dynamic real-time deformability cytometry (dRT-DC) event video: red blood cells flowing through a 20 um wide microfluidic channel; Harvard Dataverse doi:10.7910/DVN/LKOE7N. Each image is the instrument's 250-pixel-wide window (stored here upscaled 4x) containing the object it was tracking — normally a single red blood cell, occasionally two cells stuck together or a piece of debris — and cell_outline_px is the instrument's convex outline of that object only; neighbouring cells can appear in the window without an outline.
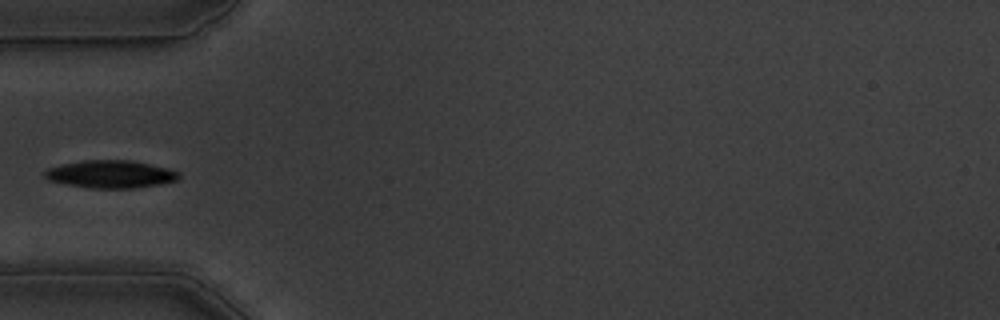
{"species": "common noctule bat (a hibernating species)", "species_latin": "Nyctalus noctula", "temperature_condition": "warm", "stored_images_in_passage": 39, "camera_frame_rate_fps": 3000, "um_per_image_px": 0.085, "animal": {"sex": "male", "body_mass_g": 19.5, "forearm_length_mm": 54.6}, "frame": {"image": 1, "passage_image": 1, "time_ms": 0.0, "image_size_px": [1000, 320], "cell_outline_px": [[180, 176], [176, 180], [160, 184], [136, 188], [92, 188], [68, 184], [48, 180], [44, 176], [44, 172], [48, 168], [64, 164], [84, 160], [132, 160], [168, 168], [180, 172]], "centroid_in_image_um": [9.43, 14.8], "position_along_channel_um": 75.6, "area_um2": 21.5}}
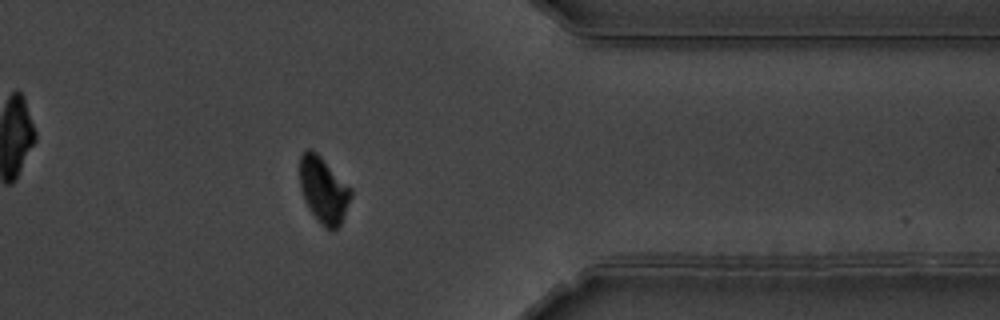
{"frame": {"image": 2, "passage_image": 28, "time_ms": 9.0, "image_size_px": [1000, 320], "cell_outline_px": [[352, 196], [340, 224], [332, 232], [324, 228], [320, 224], [308, 208], [304, 200], [300, 188], [300, 156], [308, 148], [316, 152], [352, 188]], "centroid_in_image_um": [27.5, 16.18], "position_along_channel_um": 383.9, "area_um2": 19.77}}
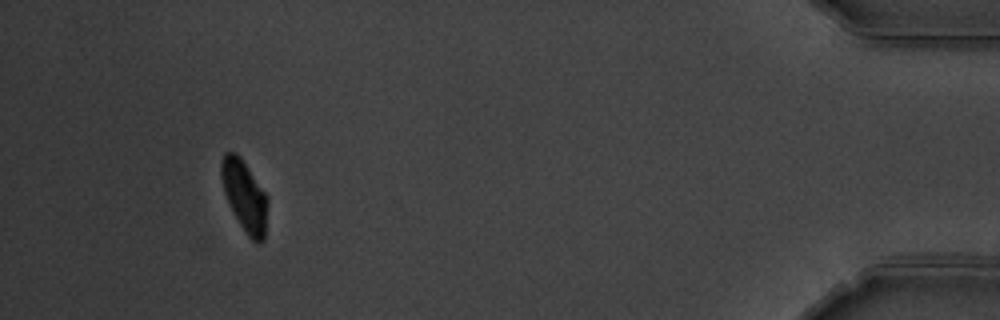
{"frame": {"image": 3, "passage_image": 35, "time_ms": 11.333, "image_size_px": [1000, 320], "cell_outline_px": [[268, 204], [264, 240], [260, 244], [256, 244], [244, 232], [224, 192], [220, 176], [220, 164], [224, 152], [236, 152], [240, 156], [268, 196]], "centroid_in_image_um": [20.8, 16.65], "position_along_channel_um": 414.4, "area_um2": 19.25}}